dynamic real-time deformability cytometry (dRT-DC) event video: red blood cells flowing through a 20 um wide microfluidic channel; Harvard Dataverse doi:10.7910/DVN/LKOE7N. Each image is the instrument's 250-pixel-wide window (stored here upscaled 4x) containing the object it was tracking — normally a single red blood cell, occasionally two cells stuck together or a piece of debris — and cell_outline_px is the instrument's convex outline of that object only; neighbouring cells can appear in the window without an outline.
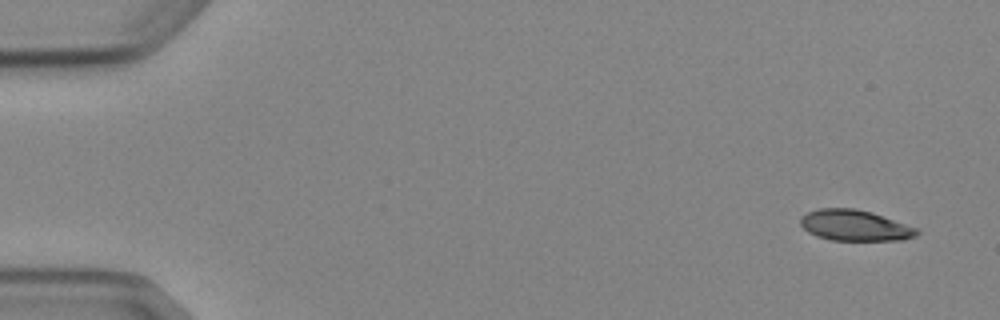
{"species": "Egyptian fruit bat (a non-hibernating species)", "species_latin": "Rousettus aegyptiacus", "temperature_condition": "cold", "stored_images_in_passage": 6, "camera_frame_rate_fps": 3000, "um_per_image_px": 0.085, "animal": {"sex": "female"}, "frame": {"image": 1, "passage_image": 1, "time_ms": 0.0, "image_size_px": [1000, 320], "cell_outline_px": [[920, 232], [916, 236], [904, 240], [832, 240], [816, 236], [808, 232], [800, 224], [800, 216], [808, 212], [820, 208], [852, 208], [872, 212], [920, 228]], "centroid_in_image_um": [72.7, 19.16], "position_along_channel_um": 12.3, "area_um2": 21.15}}
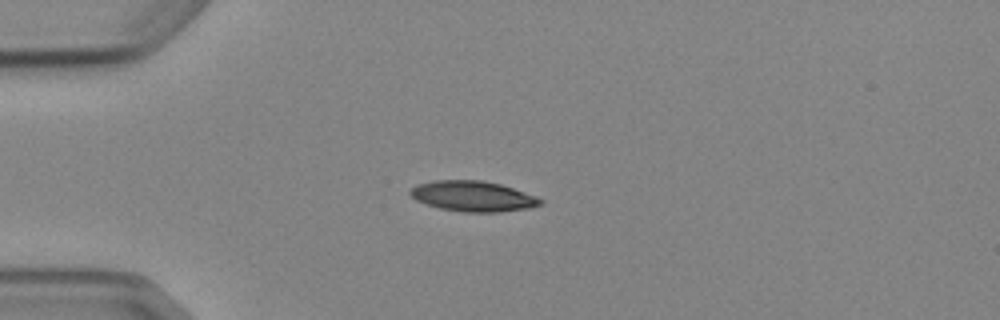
{"frame": {"image": 2, "passage_image": 4, "time_ms": 3.667, "image_size_px": [1000, 320], "cell_outline_px": [[544, 204], [532, 208], [500, 212], [464, 212], [440, 208], [416, 200], [408, 192], [416, 184], [432, 180], [484, 180], [500, 184], [536, 196], [544, 200]], "centroid_in_image_um": [40.23, 16.68], "position_along_channel_um": 44.8, "area_um2": 23.24}}
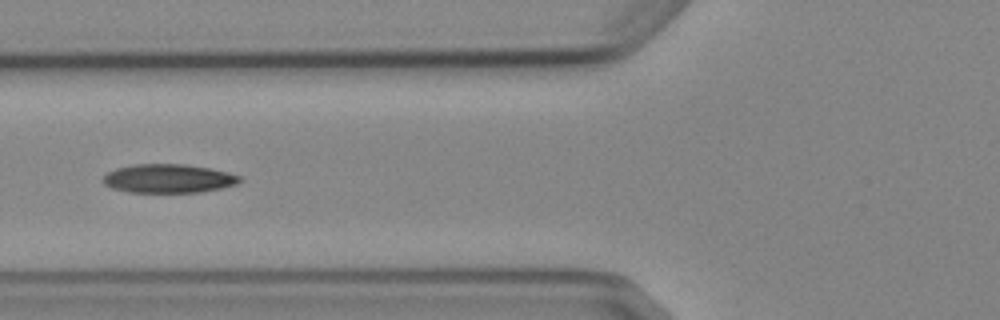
{"frame": {"image": 3, "passage_image": 6, "time_ms": 6.0, "image_size_px": [1000, 320], "cell_outline_px": [[240, 180], [236, 184], [220, 188], [200, 192], [128, 192], [112, 188], [104, 184], [100, 180], [108, 172], [116, 168], [132, 164], [184, 164], [208, 168], [228, 172], [240, 176]], "centroid_in_image_um": [14.26, 15.17], "position_along_channel_um": 111.5, "area_um2": 22.83}}